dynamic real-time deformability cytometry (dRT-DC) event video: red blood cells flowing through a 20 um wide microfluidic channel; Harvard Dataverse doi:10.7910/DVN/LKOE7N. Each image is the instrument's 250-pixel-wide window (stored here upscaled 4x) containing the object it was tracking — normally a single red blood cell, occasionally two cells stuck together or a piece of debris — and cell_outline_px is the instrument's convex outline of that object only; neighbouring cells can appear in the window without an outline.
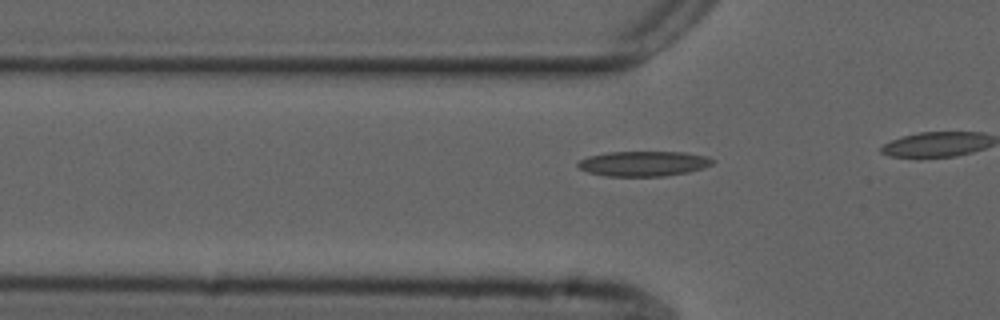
{"species": "common noctule bat (a hibernating species)", "species_latin": "Nyctalus noctula", "temperature_condition": "cold", "stored_images_in_passage": 12, "camera_frame_rate_fps": 3000, "um_per_image_px": 0.085, "animal": {"sex": "male", "forearm_length_mm": 52.5}, "frame": {"image": 1, "passage_image": 7, "time_ms": 2.0, "image_size_px": [1000, 320], "cell_outline_px": [[716, 160], [712, 164], [704, 168], [688, 172], [664, 176], [604, 176], [588, 172], [580, 168], [576, 164], [580, 160], [588, 156], [608, 152], [684, 152], [708, 156]], "centroid_in_image_um": [54.73, 13.9], "position_along_channel_um": 71.1, "area_um2": 19.77}}